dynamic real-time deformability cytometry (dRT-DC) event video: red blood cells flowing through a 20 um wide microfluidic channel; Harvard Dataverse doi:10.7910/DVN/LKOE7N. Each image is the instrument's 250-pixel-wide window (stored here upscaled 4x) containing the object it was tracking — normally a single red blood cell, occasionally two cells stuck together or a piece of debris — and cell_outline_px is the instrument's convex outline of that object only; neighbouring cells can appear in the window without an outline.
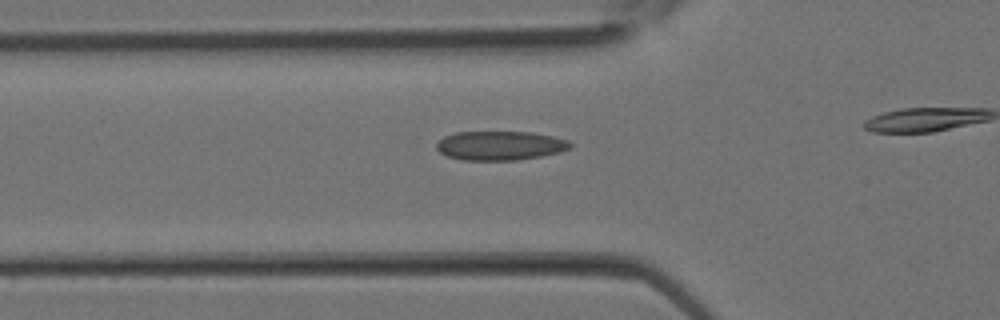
{"species": "Egyptian fruit bat (a non-hibernating species)", "species_latin": "Rousettus aegyptiacus", "temperature_condition": "room temperature", "stored_images_in_passage": 13, "camera_frame_rate_fps": 3000, "um_per_image_px": 0.085, "animal": {"sex": "female"}, "frame": {"image": 1, "passage_image": 8, "time_ms": 2.333, "image_size_px": [1000, 320], "cell_outline_px": [[572, 148], [560, 152], [540, 156], [516, 160], [460, 160], [448, 156], [440, 152], [436, 148], [436, 144], [444, 136], [456, 132], [532, 132], [552, 136], [568, 140], [572, 144]], "centroid_in_image_um": [42.52, 12.37], "position_along_channel_um": 83.3, "area_um2": 22.72}}
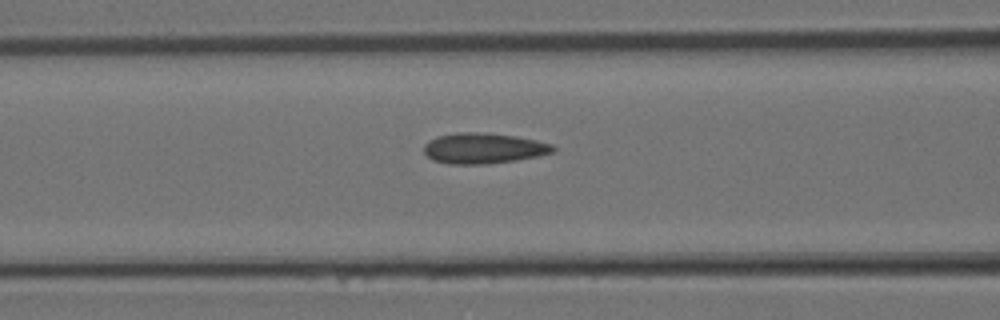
{"frame": {"image": 2, "passage_image": 10, "time_ms": 3.0, "image_size_px": [1000, 320], "cell_outline_px": [[556, 148], [552, 152], [536, 156], [516, 160], [484, 164], [448, 164], [432, 160], [424, 152], [424, 144], [428, 140], [436, 136], [456, 132], [476, 132], [516, 136], [536, 140], [552, 144]], "centroid_in_image_um": [41.05, 12.6], "position_along_channel_um": 125.6, "area_um2": 23.0}}